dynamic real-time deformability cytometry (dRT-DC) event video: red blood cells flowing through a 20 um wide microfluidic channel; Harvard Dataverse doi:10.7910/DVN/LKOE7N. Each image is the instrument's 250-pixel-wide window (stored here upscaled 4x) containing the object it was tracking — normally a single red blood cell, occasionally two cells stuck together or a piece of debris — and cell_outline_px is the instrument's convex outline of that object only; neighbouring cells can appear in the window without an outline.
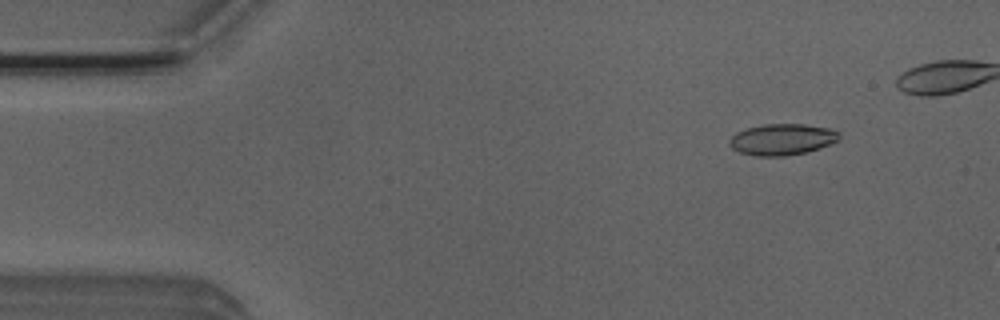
{"species": "Egyptian fruit bat (a non-hibernating species)", "species_latin": "Rousettus aegyptiacus", "temperature_condition": "room temperature", "stored_images_in_passage": 8, "camera_frame_rate_fps": 3000, "um_per_image_px": 0.085, "animal": {"sex": "male"}, "frame": {"image": 1, "passage_image": 2, "time_ms": 0.333, "image_size_px": [1000, 320], "cell_outline_px": [[840, 136], [836, 140], [820, 148], [808, 152], [784, 156], [756, 156], [740, 152], [732, 148], [728, 144], [728, 140], [736, 132], [748, 128], [764, 124], [804, 124], [832, 128], [840, 132]], "centroid_in_image_um": [66.48, 11.85], "position_along_channel_um": 18.5, "area_um2": 20.06}}